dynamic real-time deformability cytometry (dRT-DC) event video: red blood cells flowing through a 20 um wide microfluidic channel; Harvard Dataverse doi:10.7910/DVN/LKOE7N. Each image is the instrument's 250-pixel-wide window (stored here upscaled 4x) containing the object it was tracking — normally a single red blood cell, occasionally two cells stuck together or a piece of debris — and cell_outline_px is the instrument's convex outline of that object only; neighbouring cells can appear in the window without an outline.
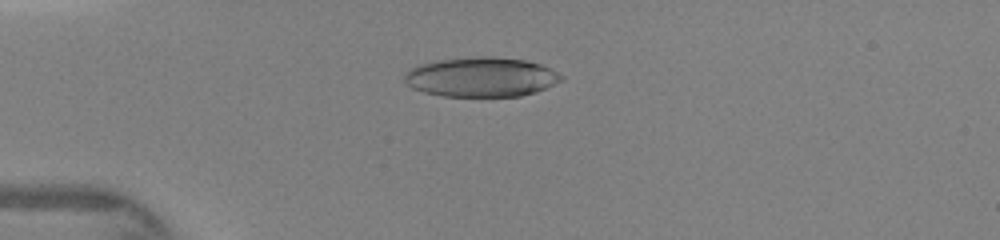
{"species": "human", "species_latin": "Homo sapiens", "temperature_condition": "warm", "stored_images_in_passage": 54, "camera_frame_rate_fps": 3000, "um_per_image_px": 0.085, "donor": {"sex": "female"}, "frame": {"image": 1, "passage_image": 13, "time_ms": 3.333, "image_size_px": [1000, 240], "cell_outline_px": [[564, 80], [536, 92], [520, 96], [444, 96], [424, 92], [412, 88], [404, 80], [404, 76], [412, 68], [420, 64], [436, 60], [480, 56], [492, 56], [524, 60], [540, 64], [564, 76]], "centroid_in_image_um": [40.92, 6.55], "position_along_channel_um": 44.1, "area_um2": 36.07}}
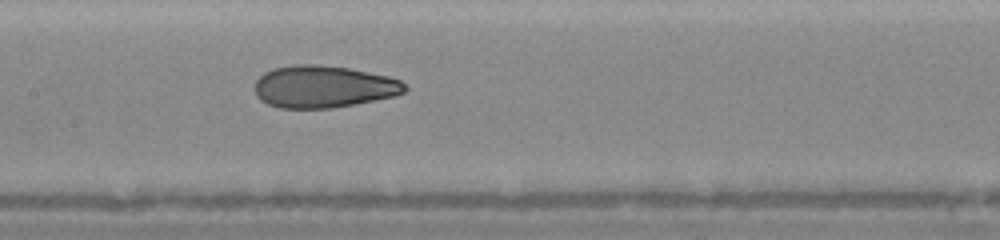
{"frame": {"image": 2, "passage_image": 27, "time_ms": 7.0, "image_size_px": [1000, 240], "cell_outline_px": [[408, 88], [404, 92], [392, 96], [356, 104], [332, 108], [280, 108], [268, 104], [260, 100], [256, 96], [256, 80], [264, 72], [276, 68], [296, 64], [316, 64], [348, 68], [388, 76], [400, 80]], "centroid_in_image_um": [27.48, 7.37], "position_along_channel_um": 179.9, "area_um2": 36.7}}
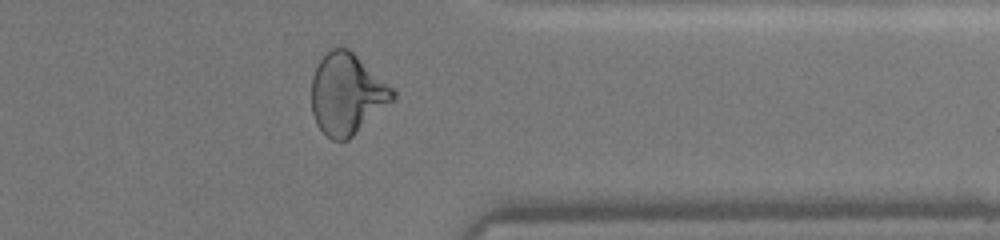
{"frame": {"image": 3, "passage_image": 44, "time_ms": 11.667, "image_size_px": [1000, 240], "cell_outline_px": [[396, 96], [392, 100], [348, 140], [332, 140], [316, 124], [312, 112], [312, 76], [316, 64], [328, 48], [348, 48], [392, 88], [396, 92]], "centroid_in_image_um": [29.44, 7.97], "position_along_channel_um": 382.0, "area_um2": 37.8}}